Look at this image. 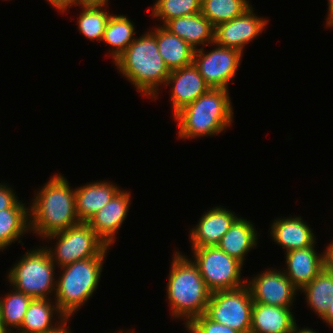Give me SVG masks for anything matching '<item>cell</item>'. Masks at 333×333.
Wrapping results in <instances>:
<instances>
[{
  "label": "cell",
  "mask_w": 333,
  "mask_h": 333,
  "mask_svg": "<svg viewBox=\"0 0 333 333\" xmlns=\"http://www.w3.org/2000/svg\"><path fill=\"white\" fill-rule=\"evenodd\" d=\"M50 178L34 193L28 206L30 231L42 240L81 223L76 212L75 189L62 174Z\"/></svg>",
  "instance_id": "cell-1"
},
{
  "label": "cell",
  "mask_w": 333,
  "mask_h": 333,
  "mask_svg": "<svg viewBox=\"0 0 333 333\" xmlns=\"http://www.w3.org/2000/svg\"><path fill=\"white\" fill-rule=\"evenodd\" d=\"M114 64L140 95L155 100L160 85L165 86L170 75V70L159 54L156 37L150 30L136 37Z\"/></svg>",
  "instance_id": "cell-2"
},
{
  "label": "cell",
  "mask_w": 333,
  "mask_h": 333,
  "mask_svg": "<svg viewBox=\"0 0 333 333\" xmlns=\"http://www.w3.org/2000/svg\"><path fill=\"white\" fill-rule=\"evenodd\" d=\"M167 282V299L174 319H182L185 326L204 314L211 292L198 267L181 251L175 250Z\"/></svg>",
  "instance_id": "cell-3"
},
{
  "label": "cell",
  "mask_w": 333,
  "mask_h": 333,
  "mask_svg": "<svg viewBox=\"0 0 333 333\" xmlns=\"http://www.w3.org/2000/svg\"><path fill=\"white\" fill-rule=\"evenodd\" d=\"M229 89L209 88L194 102L179 111L177 121L179 139H196L224 133L234 121Z\"/></svg>",
  "instance_id": "cell-4"
},
{
  "label": "cell",
  "mask_w": 333,
  "mask_h": 333,
  "mask_svg": "<svg viewBox=\"0 0 333 333\" xmlns=\"http://www.w3.org/2000/svg\"><path fill=\"white\" fill-rule=\"evenodd\" d=\"M108 246L99 256L75 261L60 267L56 280L55 302L66 318L74 317L96 291L101 280Z\"/></svg>",
  "instance_id": "cell-5"
},
{
  "label": "cell",
  "mask_w": 333,
  "mask_h": 333,
  "mask_svg": "<svg viewBox=\"0 0 333 333\" xmlns=\"http://www.w3.org/2000/svg\"><path fill=\"white\" fill-rule=\"evenodd\" d=\"M8 271L9 286L33 299H52L56 293V265L45 246L27 250Z\"/></svg>",
  "instance_id": "cell-6"
},
{
  "label": "cell",
  "mask_w": 333,
  "mask_h": 333,
  "mask_svg": "<svg viewBox=\"0 0 333 333\" xmlns=\"http://www.w3.org/2000/svg\"><path fill=\"white\" fill-rule=\"evenodd\" d=\"M56 242L54 248L46 246L52 261L58 268L88 258L99 256L108 245L85 222L69 227L64 231L50 234L44 238Z\"/></svg>",
  "instance_id": "cell-7"
},
{
  "label": "cell",
  "mask_w": 333,
  "mask_h": 333,
  "mask_svg": "<svg viewBox=\"0 0 333 333\" xmlns=\"http://www.w3.org/2000/svg\"><path fill=\"white\" fill-rule=\"evenodd\" d=\"M191 249V259L211 293L238 289L246 285L245 278H241L243 264L237 259L217 246Z\"/></svg>",
  "instance_id": "cell-8"
},
{
  "label": "cell",
  "mask_w": 333,
  "mask_h": 333,
  "mask_svg": "<svg viewBox=\"0 0 333 333\" xmlns=\"http://www.w3.org/2000/svg\"><path fill=\"white\" fill-rule=\"evenodd\" d=\"M253 302L247 285L233 290L216 291L211 293L204 315L240 333H250Z\"/></svg>",
  "instance_id": "cell-9"
},
{
  "label": "cell",
  "mask_w": 333,
  "mask_h": 333,
  "mask_svg": "<svg viewBox=\"0 0 333 333\" xmlns=\"http://www.w3.org/2000/svg\"><path fill=\"white\" fill-rule=\"evenodd\" d=\"M210 46L215 49L208 52L204 51V47L195 50L193 64L210 88L229 89L228 85L235 78L244 53L215 42Z\"/></svg>",
  "instance_id": "cell-10"
},
{
  "label": "cell",
  "mask_w": 333,
  "mask_h": 333,
  "mask_svg": "<svg viewBox=\"0 0 333 333\" xmlns=\"http://www.w3.org/2000/svg\"><path fill=\"white\" fill-rule=\"evenodd\" d=\"M261 273V274H260ZM246 279V285L256 303L280 307H293L298 289L292 284L283 271L273 267Z\"/></svg>",
  "instance_id": "cell-11"
},
{
  "label": "cell",
  "mask_w": 333,
  "mask_h": 333,
  "mask_svg": "<svg viewBox=\"0 0 333 333\" xmlns=\"http://www.w3.org/2000/svg\"><path fill=\"white\" fill-rule=\"evenodd\" d=\"M253 9L251 6L241 16L217 24L214 42L243 53L245 46L262 34L269 21L267 18L256 16Z\"/></svg>",
  "instance_id": "cell-12"
},
{
  "label": "cell",
  "mask_w": 333,
  "mask_h": 333,
  "mask_svg": "<svg viewBox=\"0 0 333 333\" xmlns=\"http://www.w3.org/2000/svg\"><path fill=\"white\" fill-rule=\"evenodd\" d=\"M130 191L120 189L87 224L110 247L116 242L118 230L123 225L131 205ZM113 243V244H112Z\"/></svg>",
  "instance_id": "cell-13"
},
{
  "label": "cell",
  "mask_w": 333,
  "mask_h": 333,
  "mask_svg": "<svg viewBox=\"0 0 333 333\" xmlns=\"http://www.w3.org/2000/svg\"><path fill=\"white\" fill-rule=\"evenodd\" d=\"M238 217V214L221 205L205 211L189 232L191 248L217 246Z\"/></svg>",
  "instance_id": "cell-14"
},
{
  "label": "cell",
  "mask_w": 333,
  "mask_h": 333,
  "mask_svg": "<svg viewBox=\"0 0 333 333\" xmlns=\"http://www.w3.org/2000/svg\"><path fill=\"white\" fill-rule=\"evenodd\" d=\"M165 85L171 87L173 117L210 88L194 64L170 71Z\"/></svg>",
  "instance_id": "cell-15"
},
{
  "label": "cell",
  "mask_w": 333,
  "mask_h": 333,
  "mask_svg": "<svg viewBox=\"0 0 333 333\" xmlns=\"http://www.w3.org/2000/svg\"><path fill=\"white\" fill-rule=\"evenodd\" d=\"M316 243L304 249H295L285 253L286 270L284 268L283 272L299 291L324 268L326 250L319 254L315 250Z\"/></svg>",
  "instance_id": "cell-16"
},
{
  "label": "cell",
  "mask_w": 333,
  "mask_h": 333,
  "mask_svg": "<svg viewBox=\"0 0 333 333\" xmlns=\"http://www.w3.org/2000/svg\"><path fill=\"white\" fill-rule=\"evenodd\" d=\"M270 236L275 244L282 246L285 253L304 249L316 242V235L301 216L276 218L270 224Z\"/></svg>",
  "instance_id": "cell-17"
},
{
  "label": "cell",
  "mask_w": 333,
  "mask_h": 333,
  "mask_svg": "<svg viewBox=\"0 0 333 333\" xmlns=\"http://www.w3.org/2000/svg\"><path fill=\"white\" fill-rule=\"evenodd\" d=\"M163 27L182 38L194 50L202 49L203 46L207 47L214 42L215 26L201 12L173 18L167 21Z\"/></svg>",
  "instance_id": "cell-18"
},
{
  "label": "cell",
  "mask_w": 333,
  "mask_h": 333,
  "mask_svg": "<svg viewBox=\"0 0 333 333\" xmlns=\"http://www.w3.org/2000/svg\"><path fill=\"white\" fill-rule=\"evenodd\" d=\"M120 190L110 181L88 182L75 188L76 212L80 222L87 223Z\"/></svg>",
  "instance_id": "cell-19"
},
{
  "label": "cell",
  "mask_w": 333,
  "mask_h": 333,
  "mask_svg": "<svg viewBox=\"0 0 333 333\" xmlns=\"http://www.w3.org/2000/svg\"><path fill=\"white\" fill-rule=\"evenodd\" d=\"M291 310L253 302L250 333H290L296 323Z\"/></svg>",
  "instance_id": "cell-20"
},
{
  "label": "cell",
  "mask_w": 333,
  "mask_h": 333,
  "mask_svg": "<svg viewBox=\"0 0 333 333\" xmlns=\"http://www.w3.org/2000/svg\"><path fill=\"white\" fill-rule=\"evenodd\" d=\"M252 223L244 217H238L217 245L220 250L237 259L243 265L248 252L256 248L258 244L259 233Z\"/></svg>",
  "instance_id": "cell-21"
},
{
  "label": "cell",
  "mask_w": 333,
  "mask_h": 333,
  "mask_svg": "<svg viewBox=\"0 0 333 333\" xmlns=\"http://www.w3.org/2000/svg\"><path fill=\"white\" fill-rule=\"evenodd\" d=\"M152 29V30H151ZM149 29L156 37L159 54L170 71L193 64L195 50L162 25Z\"/></svg>",
  "instance_id": "cell-22"
},
{
  "label": "cell",
  "mask_w": 333,
  "mask_h": 333,
  "mask_svg": "<svg viewBox=\"0 0 333 333\" xmlns=\"http://www.w3.org/2000/svg\"><path fill=\"white\" fill-rule=\"evenodd\" d=\"M55 317L58 320H55ZM65 318L55 301L34 298L28 306L21 327L14 333L49 332L60 325ZM54 320L56 322H53Z\"/></svg>",
  "instance_id": "cell-23"
},
{
  "label": "cell",
  "mask_w": 333,
  "mask_h": 333,
  "mask_svg": "<svg viewBox=\"0 0 333 333\" xmlns=\"http://www.w3.org/2000/svg\"><path fill=\"white\" fill-rule=\"evenodd\" d=\"M30 233L29 207L18 200L11 208L0 211V251L6 250L12 243L24 245L21 241Z\"/></svg>",
  "instance_id": "cell-24"
},
{
  "label": "cell",
  "mask_w": 333,
  "mask_h": 333,
  "mask_svg": "<svg viewBox=\"0 0 333 333\" xmlns=\"http://www.w3.org/2000/svg\"><path fill=\"white\" fill-rule=\"evenodd\" d=\"M135 24L125 15L111 14L102 41L109 45L113 62L127 49L130 43L136 38Z\"/></svg>",
  "instance_id": "cell-25"
},
{
  "label": "cell",
  "mask_w": 333,
  "mask_h": 333,
  "mask_svg": "<svg viewBox=\"0 0 333 333\" xmlns=\"http://www.w3.org/2000/svg\"><path fill=\"white\" fill-rule=\"evenodd\" d=\"M299 292L304 293L306 303L310 310L312 309L315 314L321 319L330 307L333 299V278L330 273L323 268V270L307 285H305Z\"/></svg>",
  "instance_id": "cell-26"
},
{
  "label": "cell",
  "mask_w": 333,
  "mask_h": 333,
  "mask_svg": "<svg viewBox=\"0 0 333 333\" xmlns=\"http://www.w3.org/2000/svg\"><path fill=\"white\" fill-rule=\"evenodd\" d=\"M106 4L81 5V12L77 17V27L88 40L102 41L107 22L111 16Z\"/></svg>",
  "instance_id": "cell-27"
},
{
  "label": "cell",
  "mask_w": 333,
  "mask_h": 333,
  "mask_svg": "<svg viewBox=\"0 0 333 333\" xmlns=\"http://www.w3.org/2000/svg\"><path fill=\"white\" fill-rule=\"evenodd\" d=\"M11 289L10 293L8 292L4 297H0V317L9 333H14L21 327L25 313L33 298L13 287Z\"/></svg>",
  "instance_id": "cell-28"
},
{
  "label": "cell",
  "mask_w": 333,
  "mask_h": 333,
  "mask_svg": "<svg viewBox=\"0 0 333 333\" xmlns=\"http://www.w3.org/2000/svg\"><path fill=\"white\" fill-rule=\"evenodd\" d=\"M252 5L249 0H201V13L214 26L241 16Z\"/></svg>",
  "instance_id": "cell-29"
},
{
  "label": "cell",
  "mask_w": 333,
  "mask_h": 333,
  "mask_svg": "<svg viewBox=\"0 0 333 333\" xmlns=\"http://www.w3.org/2000/svg\"><path fill=\"white\" fill-rule=\"evenodd\" d=\"M153 19L160 20L162 26L177 17L190 16L201 11V0H155L151 10Z\"/></svg>",
  "instance_id": "cell-30"
},
{
  "label": "cell",
  "mask_w": 333,
  "mask_h": 333,
  "mask_svg": "<svg viewBox=\"0 0 333 333\" xmlns=\"http://www.w3.org/2000/svg\"><path fill=\"white\" fill-rule=\"evenodd\" d=\"M185 329L189 333H240L224 324L208 319L204 314L192 319Z\"/></svg>",
  "instance_id": "cell-31"
},
{
  "label": "cell",
  "mask_w": 333,
  "mask_h": 333,
  "mask_svg": "<svg viewBox=\"0 0 333 333\" xmlns=\"http://www.w3.org/2000/svg\"><path fill=\"white\" fill-rule=\"evenodd\" d=\"M7 183H0V211L11 208L19 198L16 191Z\"/></svg>",
  "instance_id": "cell-32"
},
{
  "label": "cell",
  "mask_w": 333,
  "mask_h": 333,
  "mask_svg": "<svg viewBox=\"0 0 333 333\" xmlns=\"http://www.w3.org/2000/svg\"><path fill=\"white\" fill-rule=\"evenodd\" d=\"M48 4L57 9L58 12L66 13L70 7L77 6V0H46Z\"/></svg>",
  "instance_id": "cell-33"
},
{
  "label": "cell",
  "mask_w": 333,
  "mask_h": 333,
  "mask_svg": "<svg viewBox=\"0 0 333 333\" xmlns=\"http://www.w3.org/2000/svg\"><path fill=\"white\" fill-rule=\"evenodd\" d=\"M69 320H72L70 318H65L60 325H58L55 329L49 331V332H44V333H72L71 329H69Z\"/></svg>",
  "instance_id": "cell-34"
},
{
  "label": "cell",
  "mask_w": 333,
  "mask_h": 333,
  "mask_svg": "<svg viewBox=\"0 0 333 333\" xmlns=\"http://www.w3.org/2000/svg\"><path fill=\"white\" fill-rule=\"evenodd\" d=\"M324 323H326L329 328H333V299L332 302L330 303V307L326 314L321 318Z\"/></svg>",
  "instance_id": "cell-35"
},
{
  "label": "cell",
  "mask_w": 333,
  "mask_h": 333,
  "mask_svg": "<svg viewBox=\"0 0 333 333\" xmlns=\"http://www.w3.org/2000/svg\"><path fill=\"white\" fill-rule=\"evenodd\" d=\"M328 12L326 17V27H333V0H328Z\"/></svg>",
  "instance_id": "cell-36"
},
{
  "label": "cell",
  "mask_w": 333,
  "mask_h": 333,
  "mask_svg": "<svg viewBox=\"0 0 333 333\" xmlns=\"http://www.w3.org/2000/svg\"><path fill=\"white\" fill-rule=\"evenodd\" d=\"M326 260L325 264H333V240L326 247Z\"/></svg>",
  "instance_id": "cell-37"
},
{
  "label": "cell",
  "mask_w": 333,
  "mask_h": 333,
  "mask_svg": "<svg viewBox=\"0 0 333 333\" xmlns=\"http://www.w3.org/2000/svg\"><path fill=\"white\" fill-rule=\"evenodd\" d=\"M290 333H319V332H316L313 328L309 327L299 328L297 323H295Z\"/></svg>",
  "instance_id": "cell-38"
},
{
  "label": "cell",
  "mask_w": 333,
  "mask_h": 333,
  "mask_svg": "<svg viewBox=\"0 0 333 333\" xmlns=\"http://www.w3.org/2000/svg\"><path fill=\"white\" fill-rule=\"evenodd\" d=\"M109 0H77V6L88 4H106Z\"/></svg>",
  "instance_id": "cell-39"
},
{
  "label": "cell",
  "mask_w": 333,
  "mask_h": 333,
  "mask_svg": "<svg viewBox=\"0 0 333 333\" xmlns=\"http://www.w3.org/2000/svg\"><path fill=\"white\" fill-rule=\"evenodd\" d=\"M324 268L330 273L331 277L333 278V264H325Z\"/></svg>",
  "instance_id": "cell-40"
},
{
  "label": "cell",
  "mask_w": 333,
  "mask_h": 333,
  "mask_svg": "<svg viewBox=\"0 0 333 333\" xmlns=\"http://www.w3.org/2000/svg\"><path fill=\"white\" fill-rule=\"evenodd\" d=\"M0 333H9V331L4 327L3 321L0 318Z\"/></svg>",
  "instance_id": "cell-41"
},
{
  "label": "cell",
  "mask_w": 333,
  "mask_h": 333,
  "mask_svg": "<svg viewBox=\"0 0 333 333\" xmlns=\"http://www.w3.org/2000/svg\"><path fill=\"white\" fill-rule=\"evenodd\" d=\"M116 332H117V333H134L133 331L131 332V331H129V330H126V331H124V330H123V331H122V330H121V331H118V330H117ZM116 332H114V333H116Z\"/></svg>",
  "instance_id": "cell-42"
}]
</instances>
